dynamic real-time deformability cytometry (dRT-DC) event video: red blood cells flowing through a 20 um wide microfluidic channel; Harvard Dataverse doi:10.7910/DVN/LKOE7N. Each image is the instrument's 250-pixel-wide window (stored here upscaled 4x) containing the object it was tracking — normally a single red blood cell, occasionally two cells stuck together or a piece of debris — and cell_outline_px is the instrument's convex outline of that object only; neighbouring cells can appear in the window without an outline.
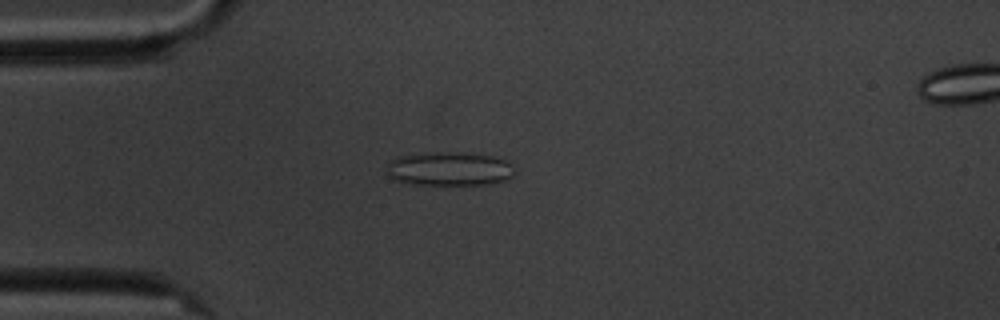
{"species": "common noctule bat (a hibernating species)", "species_latin": "Nyctalus noctula", "temperature_condition": "cold", "stored_images_in_passage": 6, "camera_frame_rate_fps": 3000, "um_per_image_px": 0.085, "animal": {"sex": "male", "body_mass_g": 20.1, "forearm_length_mm": 53.5}, "frame": {"image": 1, "passage_image": 5, "time_ms": 4.667, "image_size_px": [1000, 320], "cell_outline_px": [[512, 176], [504, 180], [484, 184], [408, 184], [396, 180], [388, 176], [384, 172], [388, 164], [392, 160], [400, 156], [424, 152], [444, 152], [492, 156], [504, 160], [512, 164]], "centroid_in_image_um": [38.11, 14.35], "position_along_channel_um": 46.9, "area_um2": 24.91}}